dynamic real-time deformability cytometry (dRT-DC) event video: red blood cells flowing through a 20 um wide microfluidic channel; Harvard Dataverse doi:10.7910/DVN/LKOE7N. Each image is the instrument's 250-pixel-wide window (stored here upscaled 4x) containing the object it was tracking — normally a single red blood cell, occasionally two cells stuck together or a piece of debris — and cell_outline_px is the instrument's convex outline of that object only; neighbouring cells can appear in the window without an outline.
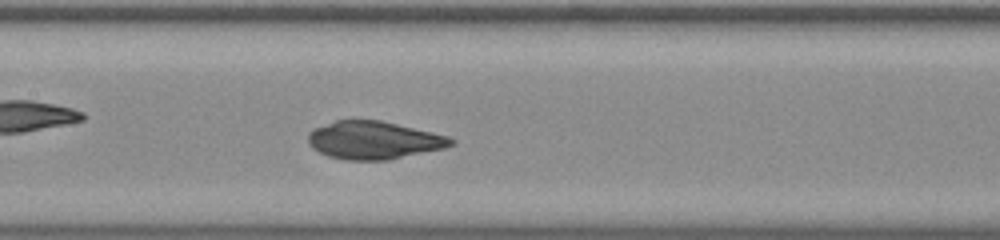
{"species": "common noctule bat (a hibernating species)", "species_latin": "Nyctalus noctula", "temperature_condition": "room temperature", "stored_images_in_passage": 46, "camera_frame_rate_fps": 3000, "um_per_image_px": 0.085, "animal": {"sex": "male", "body_mass_g": 20.0, "forearm_length_mm": 53.3}, "frame": {"image": 1, "passage_image": 19, "time_ms": 6.0, "image_size_px": [1000, 240], "cell_outline_px": [[456, 144], [444, 148], [388, 160], [344, 160], [328, 156], [312, 148], [308, 144], [308, 132], [312, 128], [336, 120], [380, 120], [448, 136], [456, 140]], "centroid_in_image_um": [31.75, 11.92], "position_along_channel_um": 175.7, "area_um2": 31.62}}
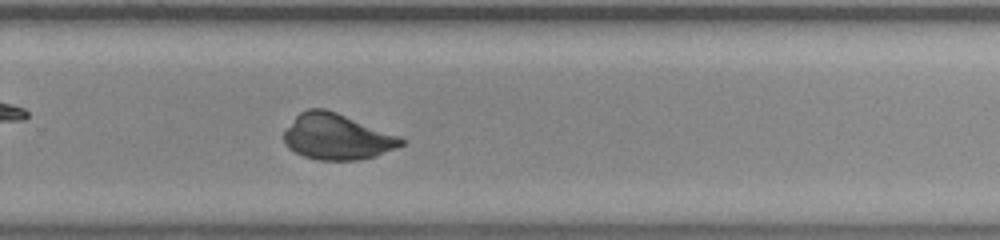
{"frame": {"image": 2, "passage_image": 29, "time_ms": 9.333, "image_size_px": [1000, 240], "cell_outline_px": [[408, 140], [404, 144], [396, 148], [376, 156], [356, 160], [316, 160], [304, 156], [288, 148], [284, 144], [284, 132], [296, 116], [300, 112], [308, 108], [324, 108], [336, 112], [400, 136]], "centroid_in_image_um": [28.65, 11.63], "position_along_channel_um": 301.1, "area_um2": 31.33}}
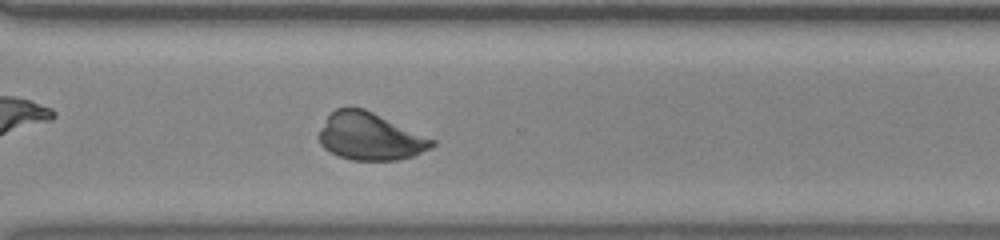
{"frame": {"image": 3, "passage_image": 32, "time_ms": 10.333, "image_size_px": [1000, 240], "cell_outline_px": [[436, 144], [432, 148], [412, 156], [396, 160], [352, 160], [340, 156], [324, 148], [320, 144], [320, 132], [328, 116], [336, 108], [364, 108], [436, 140]], "centroid_in_image_um": [31.49, 11.61], "position_along_channel_um": 339.1, "area_um2": 30.81}}